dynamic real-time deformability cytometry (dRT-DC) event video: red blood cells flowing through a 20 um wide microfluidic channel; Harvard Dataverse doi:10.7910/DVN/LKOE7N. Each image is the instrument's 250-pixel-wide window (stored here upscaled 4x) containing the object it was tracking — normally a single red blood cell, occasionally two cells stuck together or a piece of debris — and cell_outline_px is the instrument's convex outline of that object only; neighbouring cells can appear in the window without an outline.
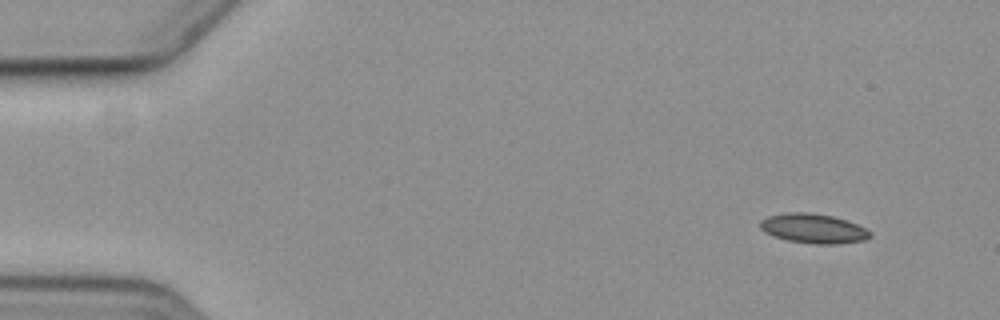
{"species": "common noctule bat (a hibernating species)", "species_latin": "Nyctalus noctula", "temperature_condition": "cold", "stored_images_in_passage": 5, "segment_of_instrument_passage": [1, 2], "camera_frame_rate_fps": 3000, "um_per_image_px": 0.085, "animal": {"sex": "female", "body_mass_g": 19.3, "forearm_length_mm": 54.1}, "frame": {"image": 1, "passage_image": 1, "time_ms": 0.0, "image_size_px": [1000, 320], "cell_outline_px": [[872, 236], [864, 240], [840, 244], [812, 244], [788, 240], [772, 236], [764, 232], [760, 228], [760, 220], [768, 216], [788, 212], [804, 212], [832, 216], [856, 224], [872, 232]], "centroid_in_image_um": [69.12, 19.43], "position_along_channel_um": 15.9, "area_um2": 18.9}}
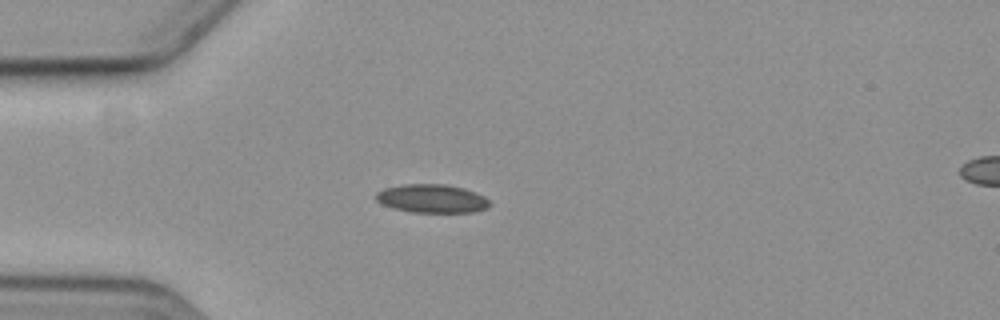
{"frame": {"image": 2, "passage_image": 4, "time_ms": 3.667, "image_size_px": [1000, 320], "cell_outline_px": [[492, 204], [488, 208], [476, 212], [412, 212], [392, 208], [380, 204], [376, 200], [376, 192], [384, 188], [404, 184], [444, 184], [464, 188], [484, 196]], "centroid_in_image_um": [36.71, 16.88], "position_along_channel_um": 48.3, "area_um2": 19.02}}